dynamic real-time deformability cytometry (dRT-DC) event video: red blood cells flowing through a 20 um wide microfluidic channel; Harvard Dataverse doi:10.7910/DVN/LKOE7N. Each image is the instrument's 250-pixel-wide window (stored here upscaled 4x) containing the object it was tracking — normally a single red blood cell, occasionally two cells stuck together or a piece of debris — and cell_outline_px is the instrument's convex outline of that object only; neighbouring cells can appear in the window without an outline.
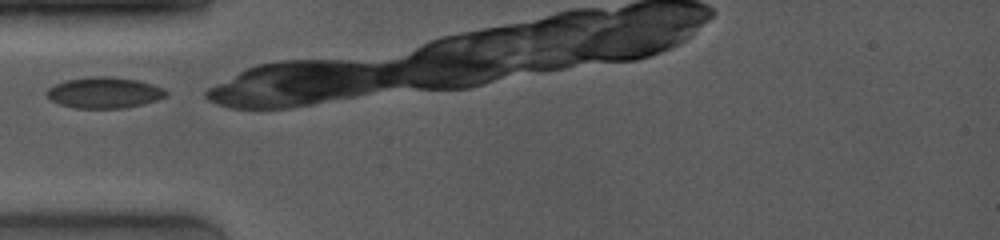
{"species": "common noctule bat (a hibernating species)", "species_latin": "Nyctalus noctula", "temperature_condition": "room temperature", "stored_images_in_passage": 7, "camera_frame_rate_fps": 4000, "um_per_image_px": 0.085, "animal": {"sex": "female", "body_mass_g": 19.0, "forearm_length_mm": 53.3}, "frame": {"image": 1, "passage_image": 1, "time_ms": 0.0, "image_size_px": [1000, 240], "cell_outline_px": [[168, 96], [156, 100], [124, 108], [76, 108], [60, 104], [52, 100], [44, 92], [48, 88], [64, 80], [92, 76], [108, 76], [136, 80], [152, 84], [164, 88], [168, 92]], "centroid_in_image_um": [8.86, 7.87], "position_along_channel_um": 76.1, "area_um2": 21.5}}